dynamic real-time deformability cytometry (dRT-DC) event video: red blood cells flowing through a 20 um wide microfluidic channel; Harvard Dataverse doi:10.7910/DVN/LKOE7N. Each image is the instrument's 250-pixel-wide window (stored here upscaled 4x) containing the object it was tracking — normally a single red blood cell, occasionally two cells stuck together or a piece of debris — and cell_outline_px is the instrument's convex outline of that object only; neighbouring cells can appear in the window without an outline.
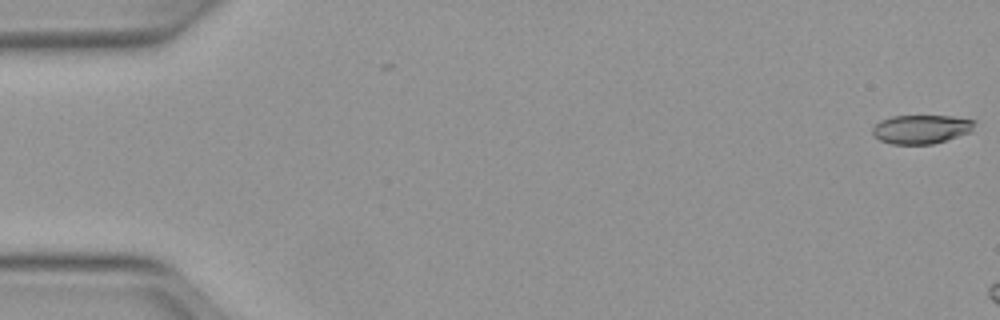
{"species": "Egyptian fruit bat (a non-hibernating species)", "species_latin": "Rousettus aegyptiacus", "temperature_condition": "warm", "stored_images_in_passage": 7, "camera_frame_rate_fps": 3000, "um_per_image_px": 0.085, "animal": {"sex": "female"}, "frame": {"image": 1, "passage_image": 1, "time_ms": 0.0, "image_size_px": [1000, 320], "cell_outline_px": [[976, 120], [972, 132], [932, 144], [892, 144], [880, 140], [872, 132], [872, 128], [880, 120], [892, 116], [952, 116]], "centroid_in_image_um": [78.33, 10.97], "position_along_channel_um": 6.7, "area_um2": 17.17}}